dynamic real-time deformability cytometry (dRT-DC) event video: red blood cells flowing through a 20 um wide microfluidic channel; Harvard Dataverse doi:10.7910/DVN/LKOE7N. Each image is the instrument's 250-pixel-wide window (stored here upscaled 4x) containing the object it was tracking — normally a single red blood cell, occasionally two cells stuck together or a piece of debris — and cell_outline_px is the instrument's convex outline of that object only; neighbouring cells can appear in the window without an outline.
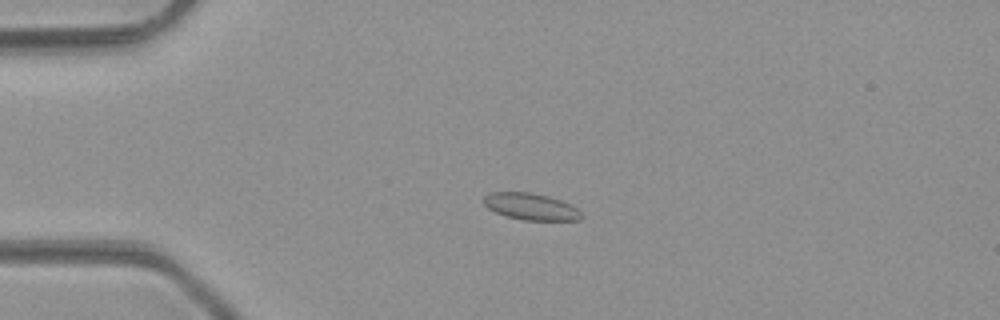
{"species": "common noctule bat (a hibernating species)", "species_latin": "Nyctalus noctula", "temperature_condition": "room temperature", "stored_images_in_passage": 50, "camera_frame_rate_fps": 3000, "um_per_image_px": 0.085, "animal": {"sex": "male", "body_mass_g": 23.1, "forearm_length_mm": 52.7}, "frame": {"image": 1, "passage_image": 13, "time_ms": 4.0, "image_size_px": [1000, 320], "cell_outline_px": [[584, 216], [580, 220], [520, 220], [504, 216], [488, 208], [484, 204], [484, 196], [488, 192], [532, 192], [548, 196], [572, 204]], "centroid_in_image_um": [45.12, 17.56], "position_along_channel_um": 39.9, "area_um2": 15.37}}
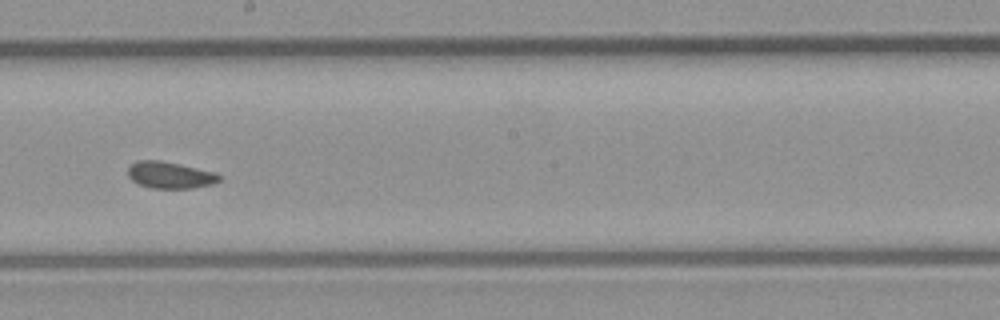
{"frame": {"image": 2, "passage_image": 29, "time_ms": 9.333, "image_size_px": [1000, 320], "cell_outline_px": [[220, 180], [212, 184], [192, 188], [152, 188], [136, 184], [128, 176], [128, 168], [136, 160], [160, 160], [180, 164], [216, 172], [220, 176]], "centroid_in_image_um": [14.43, 14.88], "position_along_channel_um": 233.8, "area_um2": 14.28}}
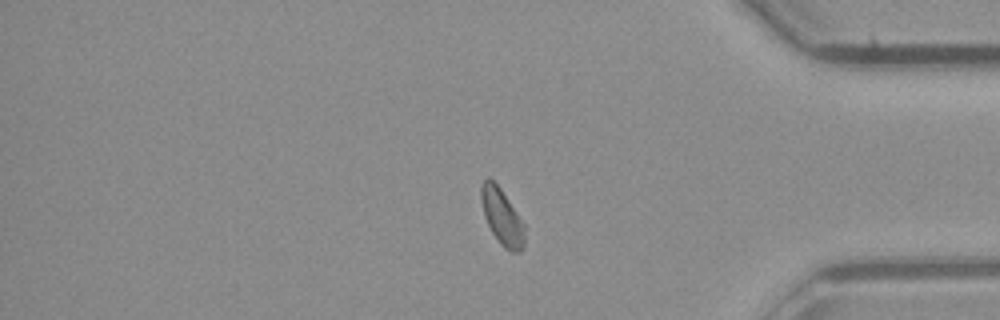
{"frame": {"image": 3, "passage_image": 42, "time_ms": 13.667, "image_size_px": [1000, 320], "cell_outline_px": [[524, 248], [520, 252], [512, 252], [504, 248], [500, 244], [492, 232], [484, 216], [480, 200], [480, 184], [488, 176], [500, 188], [524, 224]], "centroid_in_image_um": [42.64, 18.43], "position_along_channel_um": 392.6, "area_um2": 14.16}, "authors_computed_cell_mechanics": {"area_um2": 14.5367, "velocity_mm_per_s": 4.2333, "shape_relaxation_time_tau1_ms": 2.8146, "shape_relaxation_time_tau2_ms": 1.3389, "deformation_change_tau1": 0.0571, "deformation_change_tau2": 0.0445}}